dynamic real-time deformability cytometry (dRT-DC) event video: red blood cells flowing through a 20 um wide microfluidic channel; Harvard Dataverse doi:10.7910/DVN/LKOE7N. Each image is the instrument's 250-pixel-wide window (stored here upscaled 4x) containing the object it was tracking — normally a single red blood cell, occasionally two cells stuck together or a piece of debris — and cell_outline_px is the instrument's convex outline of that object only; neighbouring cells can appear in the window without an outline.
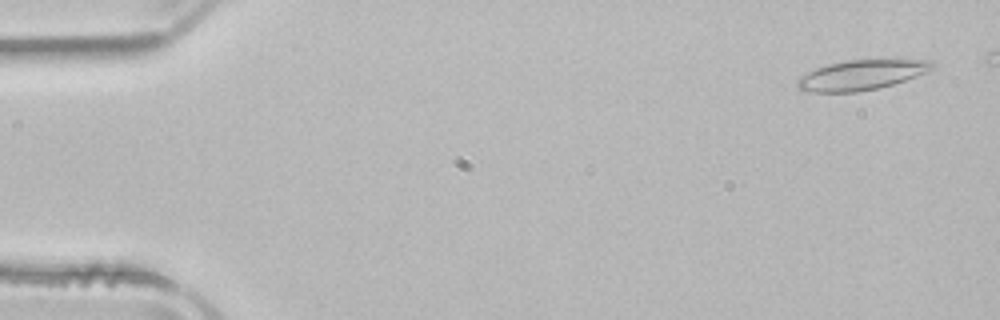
{"species": "common noctule bat (a hibernating species)", "species_latin": "Nyctalus noctula", "temperature_condition": "room temperature", "stored_images_in_passage": 47, "camera_frame_rate_fps": 3000, "um_per_image_px": 0.085, "animal": {"sex": "male", "body_mass_g": 21.5, "forearm_length_mm": 52.0}, "frame": {"image": 1, "passage_image": 2, "time_ms": 0.333, "image_size_px": [1000, 320], "cell_outline_px": [[936, 64], [932, 68], [916, 76], [892, 84], [876, 88], [856, 92], [808, 92], [796, 88], [796, 80], [800, 76], [816, 68], [828, 64], [848, 60], [932, 60]], "centroid_in_image_um": [73.15, 6.38], "position_along_channel_um": 11.8, "area_um2": 23.29}}
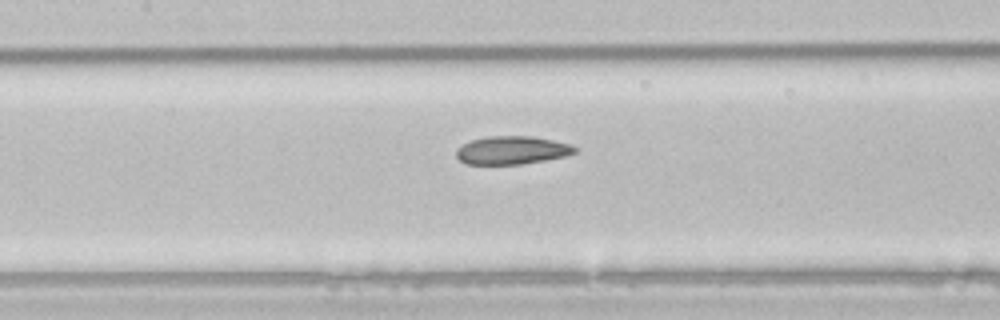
{"frame": {"image": 2, "passage_image": 23, "time_ms": 7.333, "image_size_px": [1000, 320], "cell_outline_px": [[580, 148], [576, 152], [564, 156], [544, 160], [520, 164], [464, 164], [456, 156], [456, 148], [472, 140], [484, 136], [532, 136], [572, 144]], "centroid_in_image_um": [43.52, 12.76], "position_along_channel_um": 163.9, "area_um2": 19.54}}
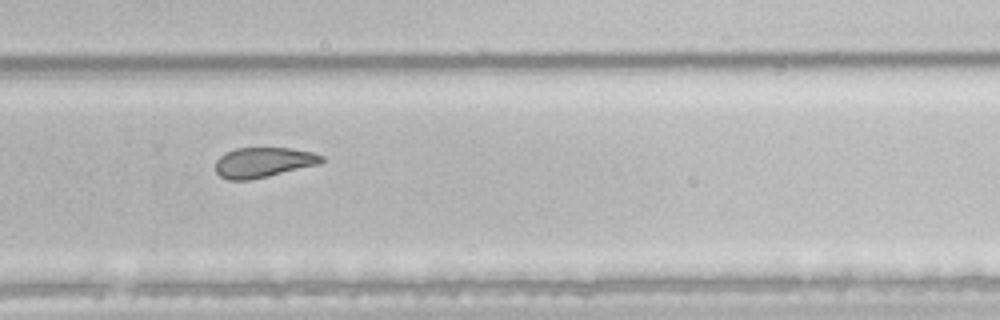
{"frame": {"image": 3, "passage_image": 34, "time_ms": 11.0, "image_size_px": [1000, 320], "cell_outline_px": [[324, 160], [320, 164], [268, 176], [248, 180], [228, 180], [220, 176], [216, 172], [216, 160], [224, 152], [236, 148], [292, 148], [312, 152], [324, 156]], "centroid_in_image_um": [22.38, 13.79], "position_along_channel_um": 307.4, "area_um2": 18.67}, "authors_computed_cell_mechanics": {"area_um2": 20.6924, "velocity_mm_per_s": 3.939, "shape_relaxation_time_tau1_ms": null, "shape_relaxation_time_tau2_ms": 2.481, "deformation_change_tau1": null, "deformation_change_tau2": 0.0762}}